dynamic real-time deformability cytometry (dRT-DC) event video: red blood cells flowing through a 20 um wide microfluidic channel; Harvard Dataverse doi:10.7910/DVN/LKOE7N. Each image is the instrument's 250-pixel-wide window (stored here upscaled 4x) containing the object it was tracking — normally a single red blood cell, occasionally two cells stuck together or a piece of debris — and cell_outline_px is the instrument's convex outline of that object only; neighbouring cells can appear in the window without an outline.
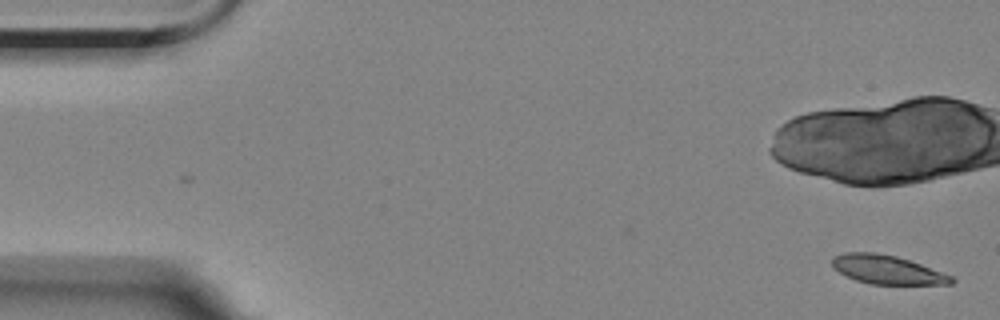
{"species": "Egyptian fruit bat (a non-hibernating species)", "species_latin": "Rousettus aegyptiacus", "temperature_condition": "room temperature", "stored_images_in_passage": 6, "camera_frame_rate_fps": 3000, "um_per_image_px": 0.085, "animal": {"sex": "female"}, "frame": {"image": 1, "passage_image": 1, "time_ms": 0.0, "image_size_px": [1000, 320], "cell_outline_px": [[956, 280], [952, 284], [868, 284], [856, 280], [832, 268], [832, 256], [844, 252], [876, 252], [896, 256], [920, 264], [952, 276]], "centroid_in_image_um": [75.37, 22.91], "position_along_channel_um": 9.6, "area_um2": 19.94}}